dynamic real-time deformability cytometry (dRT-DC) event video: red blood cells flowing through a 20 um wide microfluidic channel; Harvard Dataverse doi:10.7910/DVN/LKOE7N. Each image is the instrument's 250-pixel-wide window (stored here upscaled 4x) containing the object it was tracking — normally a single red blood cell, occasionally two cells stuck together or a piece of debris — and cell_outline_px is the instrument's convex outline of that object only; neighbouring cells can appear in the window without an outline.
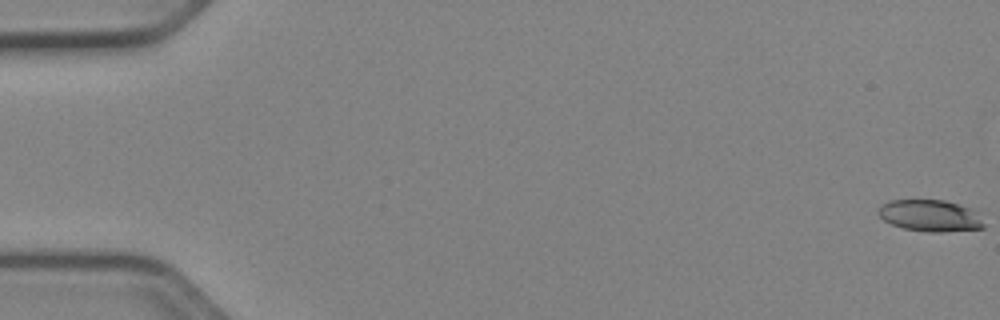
{"species": "Egyptian fruit bat (a non-hibernating species)", "species_latin": "Rousettus aegyptiacus", "temperature_condition": "cold", "stored_images_in_passage": 37, "camera_frame_rate_fps": 3000, "um_per_image_px": 0.085, "animal": {"sex": "female"}, "frame": {"image": 1, "passage_image": 1, "time_ms": 0.0, "image_size_px": [1000, 320], "cell_outline_px": [[984, 228], [940, 232], [928, 232], [904, 228], [892, 224], [884, 220], [876, 212], [880, 204], [892, 200], [944, 200], [968, 208], [984, 224]], "centroid_in_image_um": [78.96, 18.33], "position_along_channel_um": 6.0, "area_um2": 19.02}}
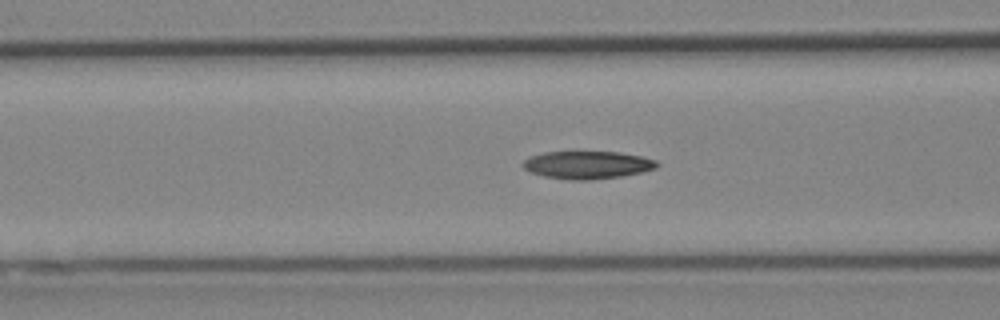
{"frame": {"image": 2, "passage_image": 22, "time_ms": 7.0, "image_size_px": [1000, 320], "cell_outline_px": [[660, 164], [656, 168], [640, 172], [620, 176], [592, 180], [572, 180], [544, 176], [532, 172], [524, 168], [520, 164], [528, 156], [544, 152], [620, 152], [640, 156], [656, 160]], "centroid_in_image_um": [49.9, 14.01], "position_along_channel_um": 116.7, "area_um2": 21.62}}
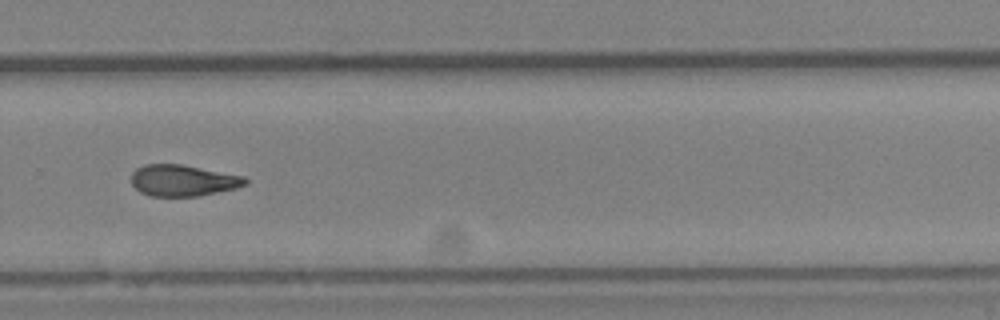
{"frame": {"image": 3, "passage_image": 37, "time_ms": 12.0, "image_size_px": [1000, 320], "cell_outline_px": [[248, 184], [236, 188], [200, 196], [148, 196], [140, 192], [132, 184], [132, 172], [136, 168], [144, 164], [180, 164], [244, 176], [248, 180]], "centroid_in_image_um": [15.55, 15.34], "position_along_channel_um": 314.3, "area_um2": 20.87}}